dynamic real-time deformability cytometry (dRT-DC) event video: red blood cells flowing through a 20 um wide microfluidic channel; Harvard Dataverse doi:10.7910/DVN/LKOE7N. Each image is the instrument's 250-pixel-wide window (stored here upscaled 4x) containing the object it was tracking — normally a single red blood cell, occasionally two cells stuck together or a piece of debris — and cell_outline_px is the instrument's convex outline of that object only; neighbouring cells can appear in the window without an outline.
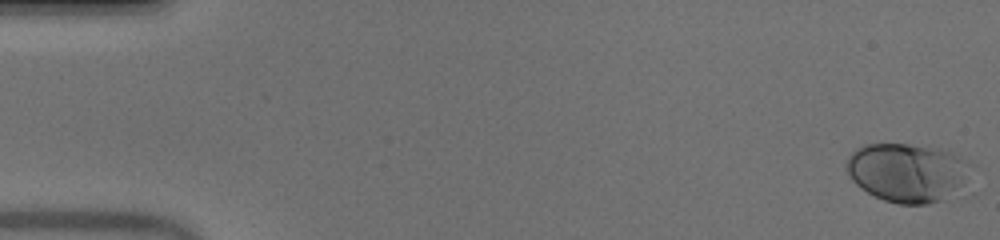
{"species": "human", "species_latin": "Homo sapiens", "temperature_condition": "warm", "stored_images_in_passage": 52, "camera_frame_rate_fps": 3000, "um_per_image_px": 0.085, "donor": {"sex": "male"}, "frame": {"image": 1, "passage_image": 1, "time_ms": 0.0, "image_size_px": [1000, 240], "cell_outline_px": [[960, 184], [944, 200], [928, 204], [900, 204], [884, 200], [860, 188], [852, 180], [848, 172], [848, 156], [856, 148], [864, 144], [908, 144], [940, 148], [952, 152], [960, 160]], "centroid_in_image_um": [76.93, 14.66], "position_along_channel_um": 8.1, "area_um2": 40.75}}
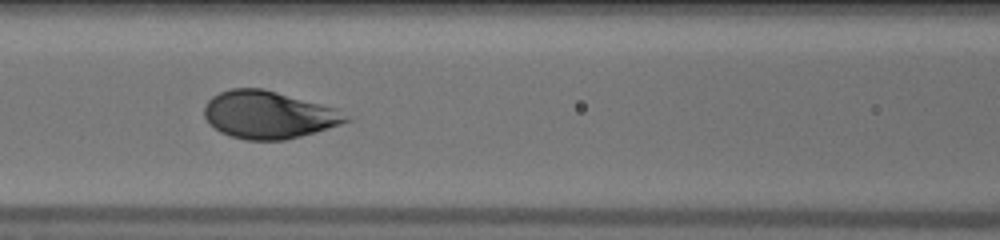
{"frame": {"image": 2, "passage_image": 23, "time_ms": 7.333, "image_size_px": [1000, 240], "cell_outline_px": [[352, 120], [340, 124], [300, 136], [284, 140], [244, 140], [220, 132], [204, 116], [204, 108], [208, 100], [212, 96], [220, 92], [232, 88], [264, 88], [336, 108]], "centroid_in_image_um": [22.81, 9.75], "position_along_channel_um": 143.8, "area_um2": 38.9}}
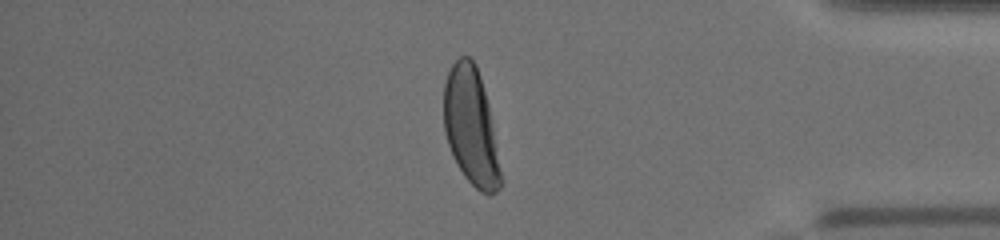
{"frame": {"image": 3, "passage_image": 44, "time_ms": 14.333, "image_size_px": [1000, 240], "cell_outline_px": [[504, 180], [500, 188], [496, 192], [488, 196], [480, 192], [464, 176], [456, 164], [452, 156], [444, 132], [444, 84], [448, 72], [452, 64], [460, 56], [468, 56], [476, 64], [480, 76], [488, 104]], "centroid_in_image_um": [40.05, 10.82], "position_along_channel_um": 395.2, "area_um2": 39.25}}